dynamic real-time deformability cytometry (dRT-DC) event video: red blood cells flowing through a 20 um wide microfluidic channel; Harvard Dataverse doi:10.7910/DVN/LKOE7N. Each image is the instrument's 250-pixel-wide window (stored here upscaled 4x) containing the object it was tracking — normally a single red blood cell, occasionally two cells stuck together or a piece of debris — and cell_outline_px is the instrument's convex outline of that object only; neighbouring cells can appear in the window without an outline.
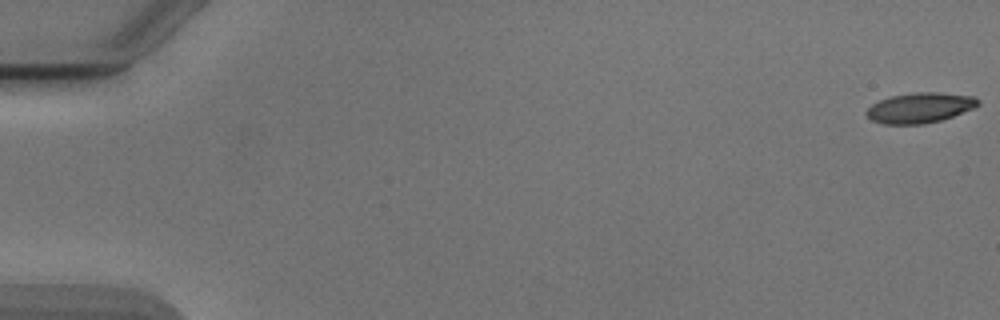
{"species": "Egyptian fruit bat (a non-hibernating species)", "species_latin": "Rousettus aegyptiacus", "temperature_condition": "cold", "stored_images_in_passage": 27, "camera_frame_rate_fps": 3000, "um_per_image_px": 0.085, "animal": {"sex": "male"}, "frame": {"image": 1, "passage_image": 1, "time_ms": 0.0, "image_size_px": [1000, 320], "cell_outline_px": [[980, 104], [972, 108], [952, 116], [940, 120], [924, 124], [884, 124], [872, 120], [864, 112], [872, 104], [880, 100], [892, 96], [916, 92], [936, 92], [972, 96], [980, 100]], "centroid_in_image_um": [78.17, 9.16], "position_along_channel_um": 6.8, "area_um2": 19.42}}
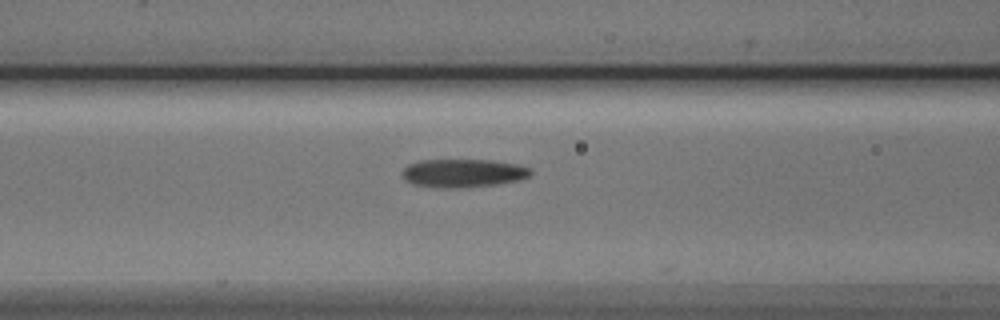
{"frame": {"image": 2, "passage_image": 23, "time_ms": 7.333, "image_size_px": [1000, 320], "cell_outline_px": [[532, 172], [528, 176], [520, 180], [496, 184], [460, 188], [440, 188], [412, 184], [404, 180], [404, 168], [408, 164], [420, 160], [492, 160], [520, 164], [532, 168]], "centroid_in_image_um": [39.4, 14.71], "position_along_channel_um": 127.2, "area_um2": 21.33}}
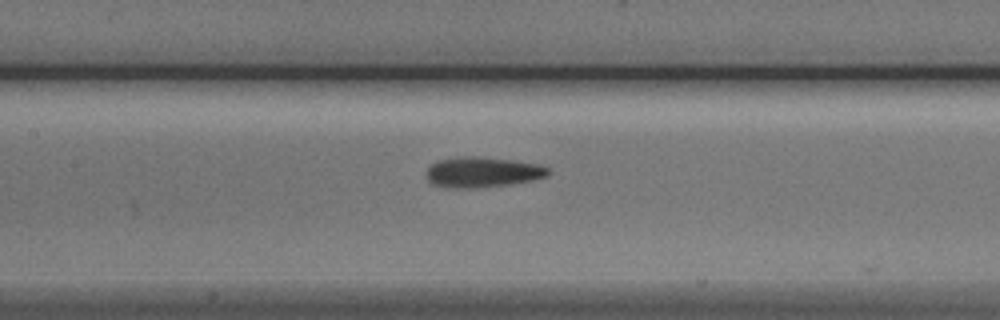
{"frame": {"image": 3, "passage_image": 26, "time_ms": 8.333, "image_size_px": [1000, 320], "cell_outline_px": [[548, 176], [532, 180], [512, 184], [476, 188], [452, 188], [432, 184], [428, 180], [428, 168], [436, 160], [460, 156], [476, 156], [512, 160], [536, 164], [548, 168]], "centroid_in_image_um": [40.99, 14.63], "position_along_channel_um": 166.4, "area_um2": 21.5}}